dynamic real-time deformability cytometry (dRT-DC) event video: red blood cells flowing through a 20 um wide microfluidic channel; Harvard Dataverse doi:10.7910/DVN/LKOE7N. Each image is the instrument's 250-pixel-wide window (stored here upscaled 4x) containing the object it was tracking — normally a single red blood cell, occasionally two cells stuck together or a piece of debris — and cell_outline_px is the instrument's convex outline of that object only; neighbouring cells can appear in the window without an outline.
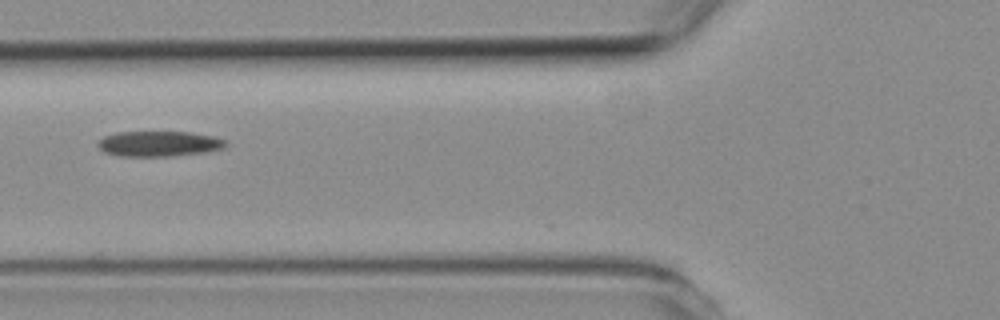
{"species": "common noctule bat (a hibernating species)", "species_latin": "Nyctalus noctula", "temperature_condition": "room temperature", "stored_images_in_passage": 4, "camera_frame_rate_fps": 3000, "um_per_image_px": 0.085, "animal": {"sex": "female", "body_mass_g": 19.3, "forearm_length_mm": 54.1}, "frame": {"image": 1, "passage_image": 4, "time_ms": 4.667, "image_size_px": [1000, 320], "cell_outline_px": [[228, 144], [224, 148], [208, 152], [172, 156], [116, 156], [104, 152], [96, 144], [104, 136], [116, 132], [188, 132], [212, 136], [224, 140]], "centroid_in_image_um": [13.5, 12.22], "position_along_channel_um": 112.3, "area_um2": 18.96}}